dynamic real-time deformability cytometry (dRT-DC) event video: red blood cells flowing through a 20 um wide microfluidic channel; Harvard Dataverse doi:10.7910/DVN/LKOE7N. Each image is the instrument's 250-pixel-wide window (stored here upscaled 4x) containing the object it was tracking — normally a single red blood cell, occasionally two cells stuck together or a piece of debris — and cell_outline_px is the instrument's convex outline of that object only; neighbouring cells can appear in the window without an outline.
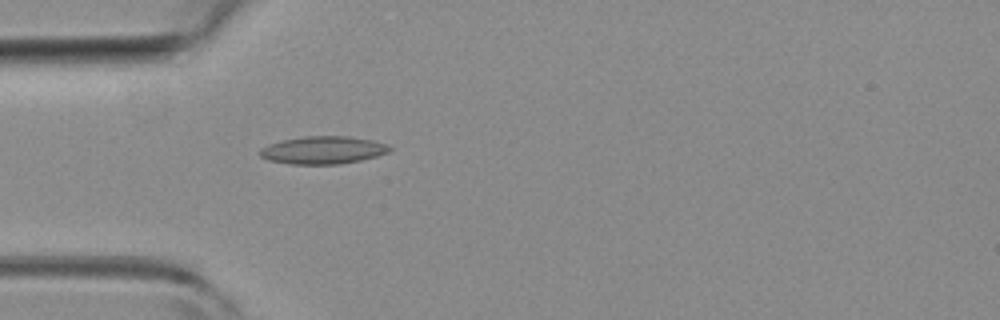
{"species": "common noctule bat (a hibernating species)", "species_latin": "Nyctalus noctula", "temperature_condition": "room temperature", "stored_images_in_passage": 38, "camera_frame_rate_fps": 3000, "um_per_image_px": 0.085, "animal": {"sex": "female", "body_mass_g": 19.3, "forearm_length_mm": 54.1}, "frame": {"image": 1, "passage_image": 2, "time_ms": 0.333, "image_size_px": [1000, 320], "cell_outline_px": [[392, 148], [388, 152], [376, 156], [360, 160], [340, 164], [292, 164], [268, 160], [260, 156], [260, 148], [268, 144], [280, 140], [304, 136], [348, 136], [372, 140], [388, 144]], "centroid_in_image_um": [27.44, 12.75], "position_along_channel_um": 57.6, "area_um2": 20.98}}
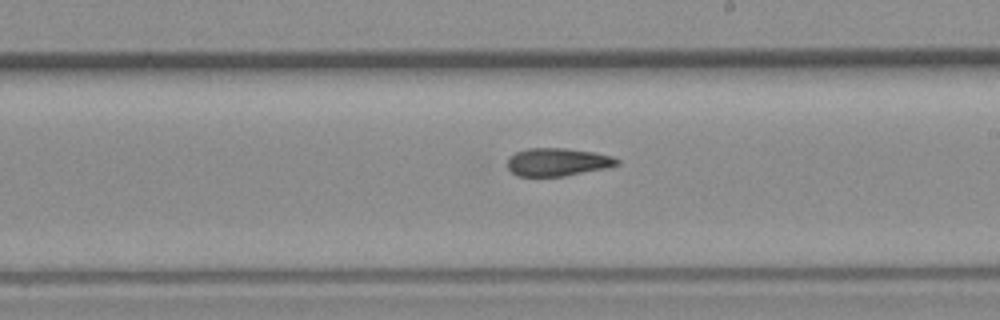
{"frame": {"image": 2, "passage_image": 16, "time_ms": 5.0, "image_size_px": [1000, 320], "cell_outline_px": [[620, 164], [608, 168], [564, 176], [516, 176], [508, 168], [508, 160], [516, 152], [528, 148], [564, 148], [596, 152], [612, 156], [620, 160]], "centroid_in_image_um": [47.44, 13.77], "position_along_channel_um": 241.6, "area_um2": 17.92}}
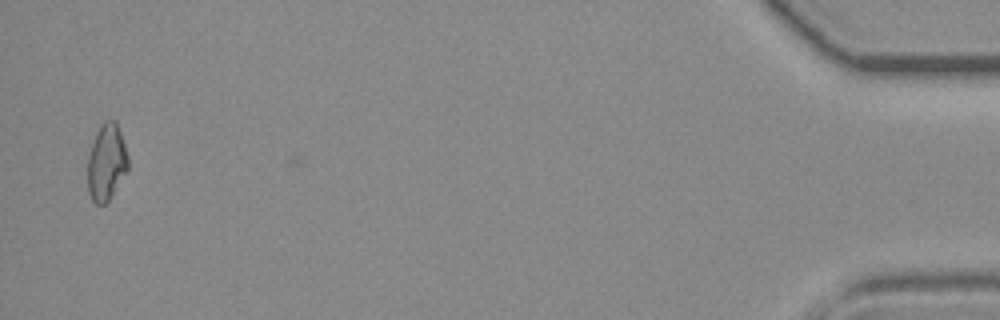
{"frame": {"image": 3, "passage_image": 37, "time_ms": 12.0, "image_size_px": [1000, 320], "cell_outline_px": [[128, 168], [108, 200], [104, 204], [96, 204], [92, 200], [88, 192], [88, 156], [96, 132], [100, 124], [104, 120], [116, 120], [128, 156]], "centroid_in_image_um": [9.03, 13.76], "position_along_channel_um": 426.2, "area_um2": 17.8}, "authors_computed_cell_mechanics": {"area_um2": 18.0914, "velocity_mm_per_s": 4.0235, "shape_relaxation_time_tau1_ms": null, "shape_relaxation_time_tau2_ms": 4.7187, "deformation_change_tau1": null, "deformation_change_tau2": 0.1238}}